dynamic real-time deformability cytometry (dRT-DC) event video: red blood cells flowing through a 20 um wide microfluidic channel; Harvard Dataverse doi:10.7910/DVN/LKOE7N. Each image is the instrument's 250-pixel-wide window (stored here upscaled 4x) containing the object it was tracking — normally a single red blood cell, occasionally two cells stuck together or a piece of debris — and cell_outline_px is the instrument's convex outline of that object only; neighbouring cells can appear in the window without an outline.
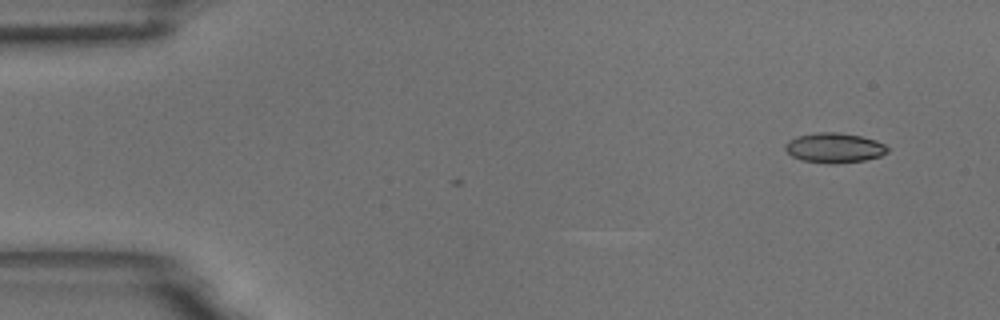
{"species": "common noctule bat (a hibernating species)", "species_latin": "Nyctalus noctula", "temperature_condition": "room temperature", "stored_images_in_passage": 5, "camera_frame_rate_fps": 3000, "um_per_image_px": 0.085, "animal": {"sex": "male", "body_mass_g": 18.8}, "frame": {"image": 1, "passage_image": 5, "time_ms": 1.333, "image_size_px": [1000, 320], "cell_outline_px": [[888, 152], [880, 156], [864, 160], [836, 164], [828, 164], [800, 160], [792, 156], [784, 148], [784, 144], [788, 140], [796, 136], [816, 132], [836, 132], [860, 136], [876, 140], [884, 144], [888, 148]], "centroid_in_image_um": [70.88, 12.57], "position_along_channel_um": 14.1, "area_um2": 17.98}}